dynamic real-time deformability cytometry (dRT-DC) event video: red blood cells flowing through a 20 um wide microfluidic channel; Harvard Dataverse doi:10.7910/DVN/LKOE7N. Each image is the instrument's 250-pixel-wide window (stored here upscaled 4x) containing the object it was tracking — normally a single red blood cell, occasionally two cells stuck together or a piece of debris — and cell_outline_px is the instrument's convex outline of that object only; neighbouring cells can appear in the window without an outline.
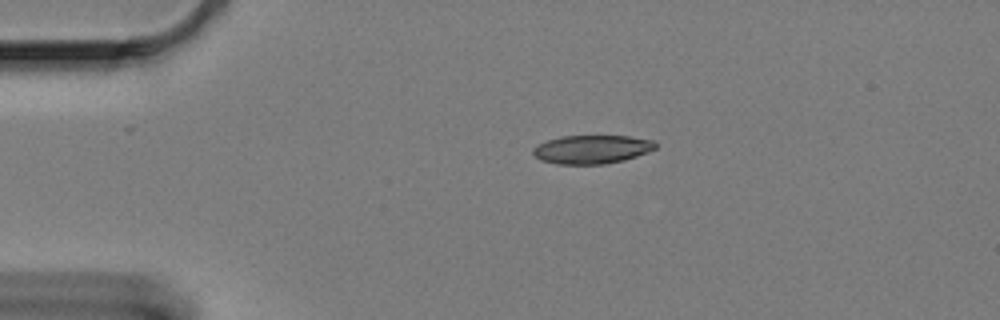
{"species": "Egyptian fruit bat (a non-hibernating species)", "species_latin": "Rousettus aegyptiacus", "temperature_condition": "cold", "stored_images_in_passage": 49, "camera_frame_rate_fps": 3000, "um_per_image_px": 0.085, "animal": {"sex": "female"}, "frame": {"image": 1, "passage_image": 1, "time_ms": 0.0, "image_size_px": [1000, 320], "cell_outline_px": [[656, 148], [636, 156], [624, 160], [604, 164], [556, 164], [540, 160], [532, 152], [532, 148], [548, 140], [564, 136], [628, 136], [652, 140], [656, 144]], "centroid_in_image_um": [50.29, 12.7], "position_along_channel_um": 34.7, "area_um2": 20.17}}
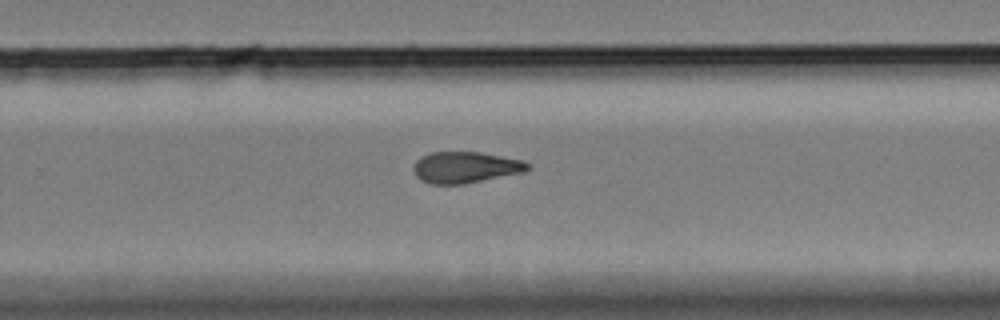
{"frame": {"image": 2, "passage_image": 28, "time_ms": 9.0, "image_size_px": [1000, 320], "cell_outline_px": [[532, 168], [524, 172], [464, 184], [432, 184], [420, 180], [416, 176], [412, 168], [416, 160], [432, 152], [480, 152], [524, 160], [532, 164]], "centroid_in_image_um": [39.6, 14.22], "position_along_channel_um": 290.2, "area_um2": 20.98}}
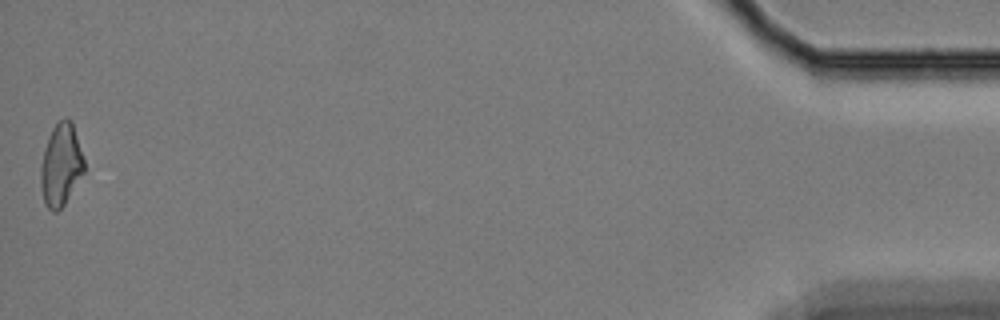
{"frame": {"image": 3, "passage_image": 49, "time_ms": 16.0, "image_size_px": [1000, 320], "cell_outline_px": [[84, 172], [64, 204], [56, 212], [52, 212], [44, 204], [40, 184], [40, 164], [44, 148], [48, 136], [52, 128], [64, 116], [68, 116], [72, 120], [84, 160]], "centroid_in_image_um": [5.16, 13.99], "position_along_channel_um": 430.0, "area_um2": 21.04}, "authors_computed_cell_mechanics": {"area_um2": 20.9814, "velocity_mm_per_s": 3.2839, "shape_relaxation_time_tau1_ms": null, "shape_relaxation_time_tau2_ms": 4.9144, "deformation_change_tau1": null, "deformation_change_tau2": 0.1158}}